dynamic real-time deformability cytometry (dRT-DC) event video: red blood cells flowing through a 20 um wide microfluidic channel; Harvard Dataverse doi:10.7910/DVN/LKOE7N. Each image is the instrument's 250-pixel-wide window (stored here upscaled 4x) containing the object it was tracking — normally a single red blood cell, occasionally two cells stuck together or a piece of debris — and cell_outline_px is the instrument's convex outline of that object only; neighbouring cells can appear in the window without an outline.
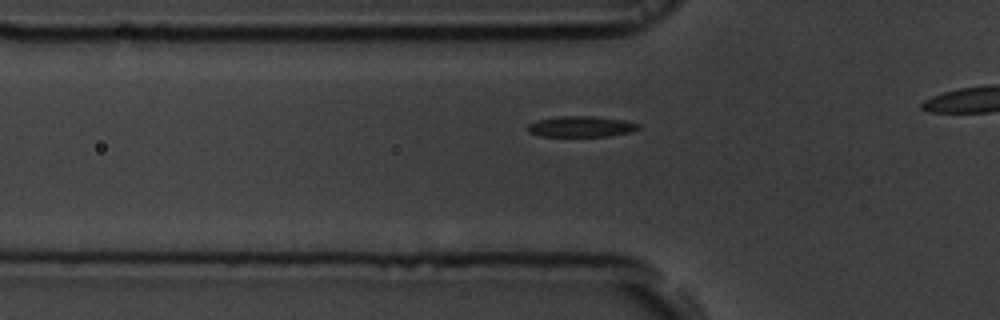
{"species": "common noctule bat (a hibernating species)", "species_latin": "Nyctalus noctula", "temperature_condition": "room temperature", "stored_images_in_passage": 21, "camera_frame_rate_fps": 3000, "um_per_image_px": 0.085, "animal": {"sex": "male", "body_mass_g": 19.5, "forearm_length_mm": 54.6}, "frame": {"image": 1, "passage_image": 15, "time_ms": 4.667, "image_size_px": [1000, 320], "cell_outline_px": [[640, 128], [632, 132], [608, 136], [540, 136], [528, 132], [528, 124], [536, 120], [560, 116], [592, 116], [624, 120], [640, 124]], "centroid_in_image_um": [49.4, 10.76], "position_along_channel_um": 76.4, "area_um2": 13.47}}
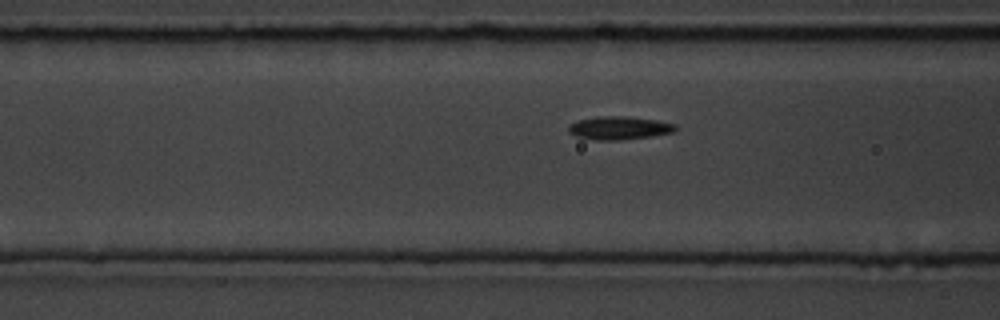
{"frame": {"image": 2, "passage_image": 18, "time_ms": 5.667, "image_size_px": [1000, 320], "cell_outline_px": [[676, 128], [672, 132], [652, 136], [620, 140], [596, 140], [576, 136], [568, 132], [568, 124], [580, 120], [596, 116], [624, 116], [656, 120], [676, 124]], "centroid_in_image_um": [52.59, 10.87], "position_along_channel_um": 114.0, "area_um2": 14.39}}